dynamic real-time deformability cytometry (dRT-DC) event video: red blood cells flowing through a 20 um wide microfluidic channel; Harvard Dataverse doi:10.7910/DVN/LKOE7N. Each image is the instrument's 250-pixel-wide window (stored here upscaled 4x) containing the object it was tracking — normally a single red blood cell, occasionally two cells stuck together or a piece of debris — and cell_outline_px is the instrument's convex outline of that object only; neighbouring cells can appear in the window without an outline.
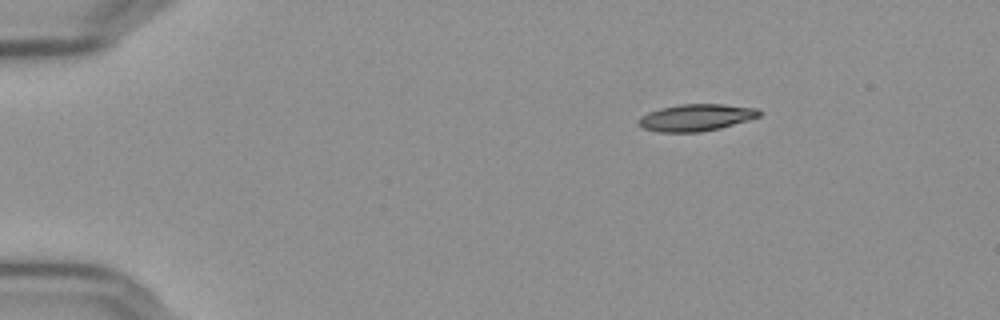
{"species": "Egyptian fruit bat (a non-hibernating species)", "species_latin": "Rousettus aegyptiacus", "temperature_condition": "cold", "stored_images_in_passage": 48, "camera_frame_rate_fps": 3000, "um_per_image_px": 0.085, "frame": {"image": 1, "passage_image": 1, "time_ms": 0.0, "image_size_px": [1000, 320], "cell_outline_px": [[764, 112], [760, 116], [748, 120], [720, 128], [700, 132], [656, 132], [644, 128], [636, 124], [636, 120], [640, 116], [648, 112], [660, 108], [680, 104], [724, 104], [756, 108]], "centroid_in_image_um": [59.14, 9.99], "position_along_channel_um": 25.9, "area_um2": 19.13}}
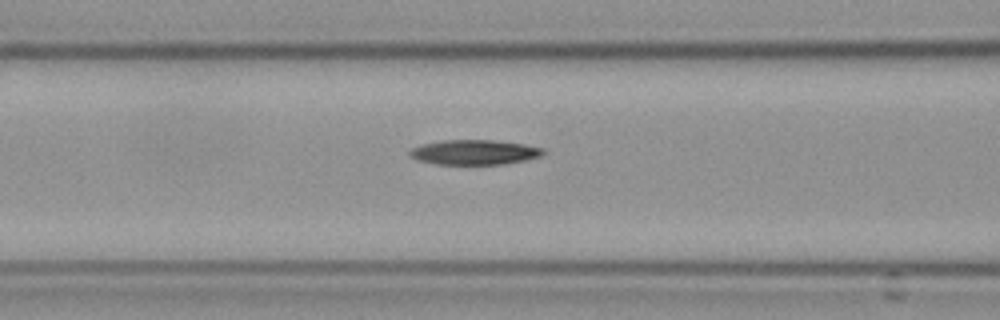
{"frame": {"image": 2, "passage_image": 16, "time_ms": 5.0, "image_size_px": [1000, 320], "cell_outline_px": [[544, 152], [540, 156], [524, 160], [504, 164], [436, 164], [416, 160], [408, 156], [408, 152], [412, 148], [420, 144], [440, 140], [492, 140], [524, 144], [544, 148]], "centroid_in_image_um": [40.25, 12.93], "position_along_channel_um": 126.3, "area_um2": 19.42}}
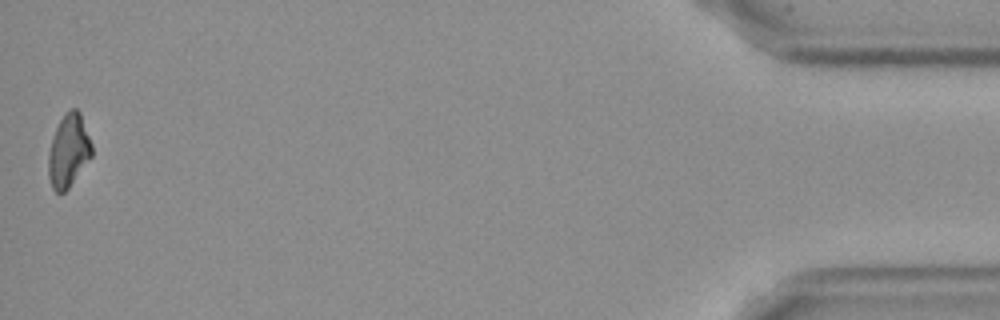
{"frame": {"image": 3, "passage_image": 48, "time_ms": 15.667, "image_size_px": [1000, 320], "cell_outline_px": [[92, 156], [68, 188], [64, 192], [56, 192], [52, 188], [48, 176], [48, 156], [52, 136], [64, 112], [72, 108], [76, 108], [80, 112], [92, 144]], "centroid_in_image_um": [5.82, 12.8], "position_along_channel_um": 429.4, "area_um2": 18.44}, "authors_computed_cell_mechanics": {"area_um2": 19.5075, "velocity_mm_per_s": 3.6374, "shape_relaxation_time_tau1_ms": 6.9651, "shape_relaxation_time_tau2_ms": null, "deformation_change_tau1": 0.1633, "deformation_change_tau2": null}}